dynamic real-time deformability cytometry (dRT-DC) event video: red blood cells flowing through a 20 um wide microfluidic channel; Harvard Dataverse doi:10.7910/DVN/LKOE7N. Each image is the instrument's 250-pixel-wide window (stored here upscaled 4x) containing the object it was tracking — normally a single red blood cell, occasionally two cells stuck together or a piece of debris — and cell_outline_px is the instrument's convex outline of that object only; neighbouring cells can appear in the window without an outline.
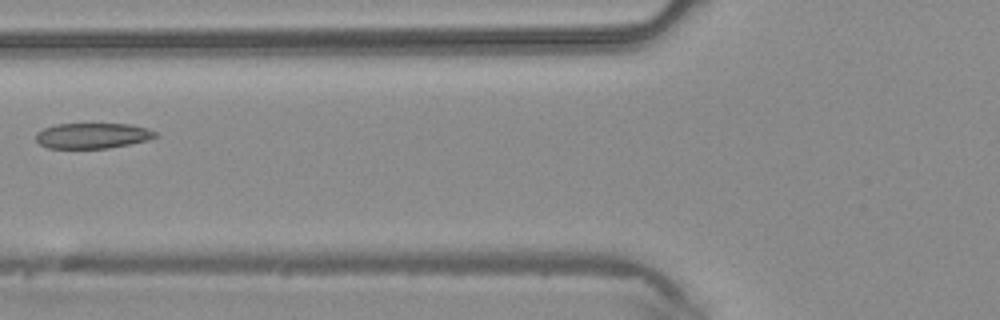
{"species": "common noctule bat (a hibernating species)", "species_latin": "Nyctalus noctula", "temperature_condition": "warm", "stored_images_in_passage": 5, "camera_frame_rate_fps": 3000, "um_per_image_px": 0.085, "animal": {"sex": "male", "body_mass_g": 20.4}, "frame": {"image": 1, "passage_image": 5, "time_ms": 1.333, "image_size_px": [1000, 320], "cell_outline_px": [[160, 136], [148, 140], [108, 148], [48, 148], [40, 144], [36, 140], [36, 132], [44, 128], [56, 124], [132, 124], [148, 128], [156, 132]], "centroid_in_image_um": [7.89, 11.53], "position_along_channel_um": 117.9, "area_um2": 17.8}}